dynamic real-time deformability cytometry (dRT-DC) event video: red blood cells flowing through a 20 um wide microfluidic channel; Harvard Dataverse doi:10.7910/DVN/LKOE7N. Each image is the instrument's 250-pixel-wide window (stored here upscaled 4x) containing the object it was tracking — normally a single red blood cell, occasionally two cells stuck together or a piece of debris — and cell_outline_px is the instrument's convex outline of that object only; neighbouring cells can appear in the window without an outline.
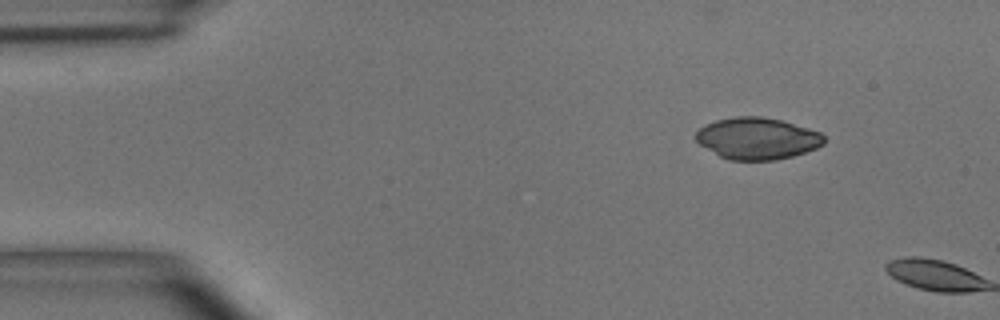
{"species": "common noctule bat (a hibernating species)", "species_latin": "Nyctalus noctula", "temperature_condition": "room temperature", "stored_images_in_passage": 2, "camera_frame_rate_fps": 3000, "um_per_image_px": 0.085, "animal": {"sex": "male", "body_mass_g": 15.6}, "frame": {"image": 1, "passage_image": 1, "time_ms": 0.0, "image_size_px": [1000, 320], "cell_outline_px": [[824, 144], [816, 148], [792, 156], [776, 160], [728, 160], [720, 156], [700, 144], [696, 140], [696, 132], [704, 124], [716, 120], [736, 116], [760, 116], [780, 120], [808, 128], [820, 132], [824, 136]], "centroid_in_image_um": [64.36, 11.76], "position_along_channel_um": 20.6, "area_um2": 31.04}}